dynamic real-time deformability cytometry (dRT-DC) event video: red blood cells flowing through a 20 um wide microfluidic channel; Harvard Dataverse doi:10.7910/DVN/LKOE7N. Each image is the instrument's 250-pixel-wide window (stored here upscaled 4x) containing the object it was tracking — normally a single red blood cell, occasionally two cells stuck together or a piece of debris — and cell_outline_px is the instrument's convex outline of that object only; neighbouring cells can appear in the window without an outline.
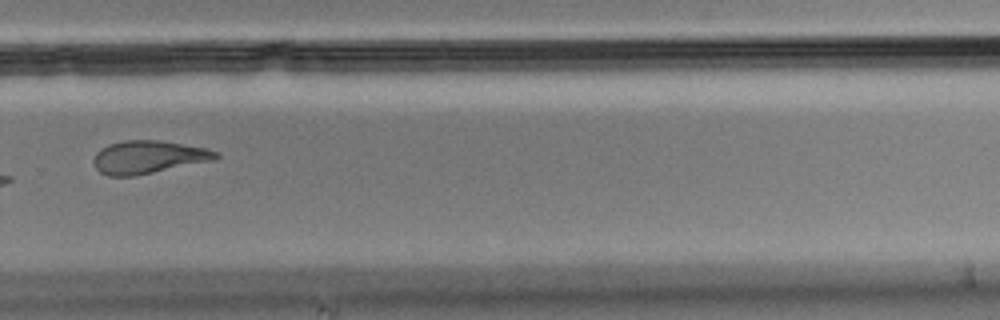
{"species": "Egyptian fruit bat (a non-hibernating species)", "species_latin": "Rousettus aegyptiacus", "temperature_condition": "cold", "stored_images_in_passage": 13, "camera_frame_rate_fps": 3000, "um_per_image_px": 0.085, "animal": {"sex": "male"}, "frame": {"image": 1, "passage_image": 10, "time_ms": 3.0, "image_size_px": [1000, 320], "cell_outline_px": [[220, 156], [216, 160], [136, 176], [108, 176], [100, 172], [96, 168], [92, 160], [96, 152], [100, 148], [108, 144], [124, 140], [160, 140], [208, 148], [216, 152]], "centroid_in_image_um": [12.61, 13.35], "position_along_channel_um": 317.2, "area_um2": 23.81}}